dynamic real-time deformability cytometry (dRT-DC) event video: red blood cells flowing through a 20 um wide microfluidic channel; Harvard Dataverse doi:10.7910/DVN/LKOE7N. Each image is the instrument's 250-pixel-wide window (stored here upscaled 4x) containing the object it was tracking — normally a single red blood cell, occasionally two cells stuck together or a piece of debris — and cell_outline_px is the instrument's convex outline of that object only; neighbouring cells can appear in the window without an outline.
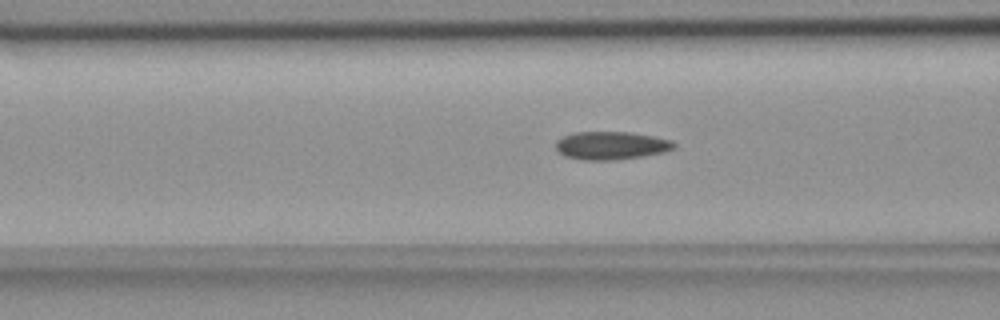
{"species": "common noctule bat (a hibernating species)", "species_latin": "Nyctalus noctula", "temperature_condition": "room temperature", "stored_images_in_passage": 29, "camera_frame_rate_fps": 3000, "um_per_image_px": 0.085, "animal": {"sex": "female", "body_mass_g": 18.4}, "frame": {"image": 1, "passage_image": 5, "time_ms": 1.333, "image_size_px": [1000, 320], "cell_outline_px": [[676, 148], [664, 152], [616, 160], [584, 160], [564, 156], [556, 152], [556, 140], [572, 132], [628, 132], [652, 136], [672, 140], [676, 144]], "centroid_in_image_um": [51.92, 12.37], "position_along_channel_um": 114.7, "area_um2": 19.42}}
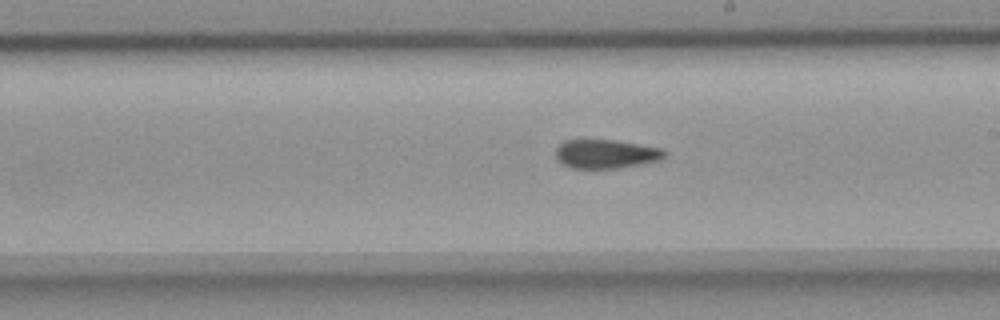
{"frame": {"image": 2, "passage_image": 15, "time_ms": 4.667, "image_size_px": [1000, 320], "cell_outline_px": [[668, 156], [664, 160], [620, 168], [572, 168], [560, 164], [556, 156], [556, 148], [564, 140], [616, 140], [664, 148], [668, 152]], "centroid_in_image_um": [51.59, 13.09], "position_along_channel_um": 237.4, "area_um2": 18.79}}
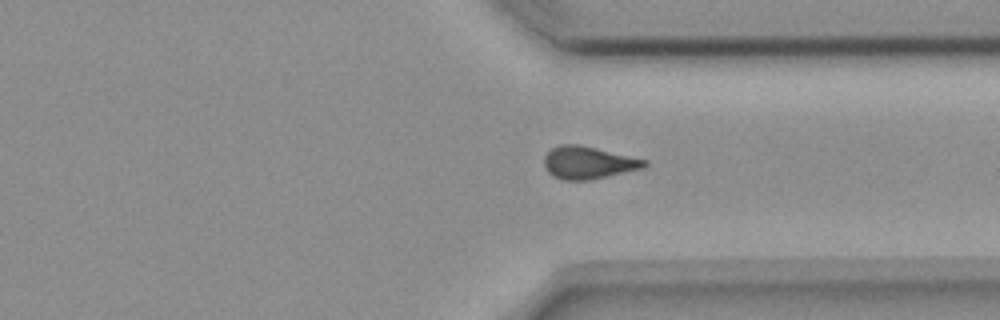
{"frame": {"image": 3, "passage_image": 25, "time_ms": 8.0, "image_size_px": [1000, 320], "cell_outline_px": [[648, 164], [644, 168], [608, 176], [588, 180], [564, 180], [552, 176], [548, 172], [544, 164], [544, 156], [552, 148], [560, 144], [580, 144], [648, 160]], "centroid_in_image_um": [50.01, 13.82], "position_along_channel_um": 361.4, "area_um2": 19.07}}